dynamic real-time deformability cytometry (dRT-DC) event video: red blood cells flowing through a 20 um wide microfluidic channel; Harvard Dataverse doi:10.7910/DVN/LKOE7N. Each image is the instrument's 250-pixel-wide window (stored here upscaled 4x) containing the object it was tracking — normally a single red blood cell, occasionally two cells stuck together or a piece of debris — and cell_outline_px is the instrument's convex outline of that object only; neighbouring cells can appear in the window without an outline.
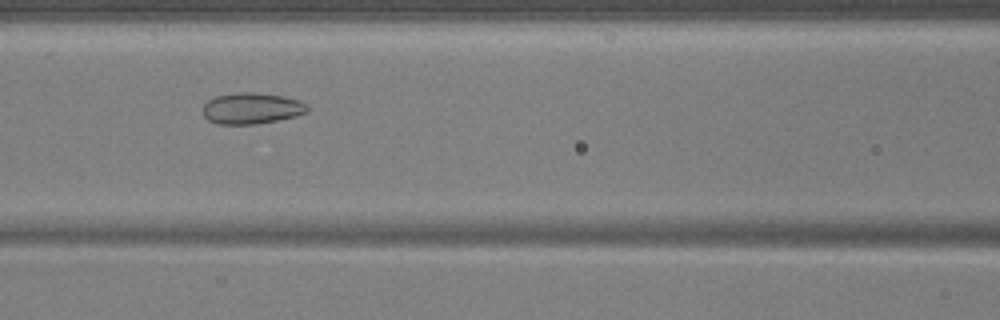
{"species": "common noctule bat (a hibernating species)", "species_latin": "Nyctalus noctula", "temperature_condition": "warm", "stored_images_in_passage": 32, "camera_frame_rate_fps": 3000, "um_per_image_px": 0.085, "animal": {"sex": "male", "body_mass_g": 17.9, "forearm_length_mm": 54.2}, "frame": {"image": 1, "passage_image": 8, "time_ms": 2.333, "image_size_px": [1000, 320], "cell_outline_px": [[308, 112], [296, 116], [256, 124], [220, 124], [208, 120], [204, 116], [204, 104], [208, 100], [216, 96], [236, 92], [252, 92], [280, 96], [300, 100], [308, 104]], "centroid_in_image_um": [21.4, 9.21], "position_along_channel_um": 145.2, "area_um2": 18.9}}
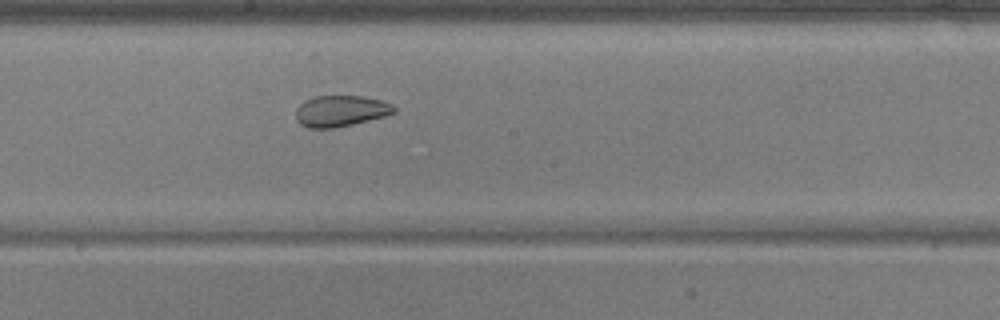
{"frame": {"image": 2, "passage_image": 14, "time_ms": 4.333, "image_size_px": [1000, 320], "cell_outline_px": [[396, 112], [388, 116], [352, 124], [332, 128], [308, 128], [300, 124], [296, 120], [296, 108], [304, 100], [312, 96], [364, 96], [380, 100], [392, 104], [396, 108]], "centroid_in_image_um": [28.96, 9.43], "position_along_channel_um": 219.2, "area_um2": 18.03}}
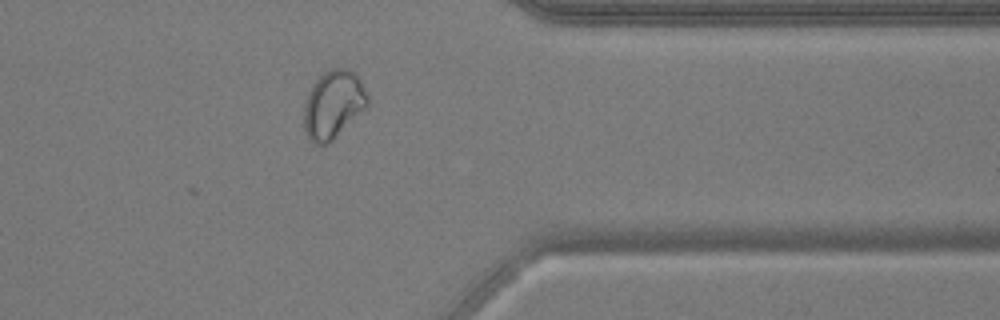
{"frame": {"image": 3, "passage_image": 28, "time_ms": 9.0, "image_size_px": [1000, 320], "cell_outline_px": [[368, 108], [328, 144], [316, 144], [308, 140], [304, 128], [304, 100], [312, 84], [324, 72], [332, 68], [348, 68], [360, 80], [368, 96]], "centroid_in_image_um": [28.32, 8.9], "position_along_channel_um": 383.1, "area_um2": 25.49}, "authors_computed_cell_mechanics": {"area_um2": 18.8428, "velocity_mm_per_s": 3.7109, "shape_relaxation_time_tau1_ms": null, "shape_relaxation_time_tau2_ms": 1.4403, "deformation_change_tau1": null, "deformation_change_tau2": 0.0532}}